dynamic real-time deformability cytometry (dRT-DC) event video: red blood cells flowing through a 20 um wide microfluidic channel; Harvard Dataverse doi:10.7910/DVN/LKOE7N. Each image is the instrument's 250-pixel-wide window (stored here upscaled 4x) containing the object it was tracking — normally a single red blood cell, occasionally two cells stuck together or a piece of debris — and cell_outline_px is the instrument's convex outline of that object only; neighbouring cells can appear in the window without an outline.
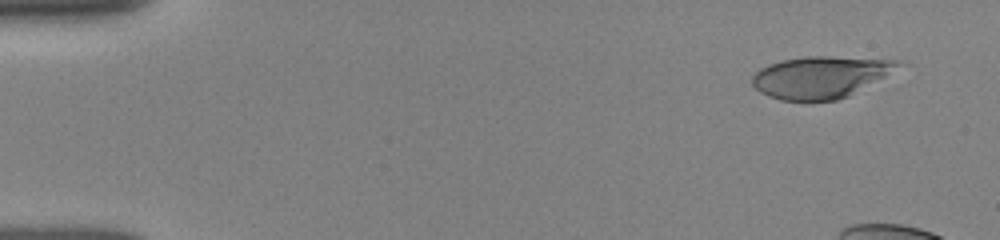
{"species": "human", "species_latin": "Homo sapiens", "temperature_condition": "room temperature", "stored_images_in_passage": 12, "camera_frame_rate_fps": 3000, "um_per_image_px": 0.085, "donor": {"sex": "female"}, "frame": {"image": 1, "passage_image": 1, "time_ms": 0.0, "image_size_px": [1000, 240], "cell_outline_px": [[904, 64], [884, 76], [848, 96], [836, 100], [780, 100], [760, 92], [752, 84], [752, 76], [760, 68], [768, 64], [780, 60], [804, 56], [828, 56], [900, 60]], "centroid_in_image_um": [69.71, 6.53], "position_along_channel_um": 15.3, "area_um2": 35.32}}